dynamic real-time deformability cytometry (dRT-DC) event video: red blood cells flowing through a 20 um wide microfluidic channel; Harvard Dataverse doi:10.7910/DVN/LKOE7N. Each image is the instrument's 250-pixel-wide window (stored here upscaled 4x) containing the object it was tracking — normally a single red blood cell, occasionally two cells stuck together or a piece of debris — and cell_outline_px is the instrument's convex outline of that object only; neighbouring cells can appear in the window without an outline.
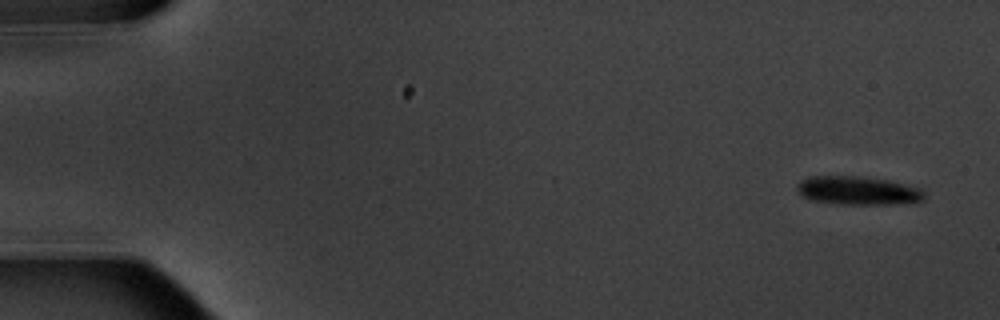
{"species": "common noctule bat (a hibernating species)", "species_latin": "Nyctalus noctula", "temperature_condition": "warm", "stored_images_in_passage": 4, "camera_frame_rate_fps": 3000, "um_per_image_px": 0.085, "animal": {"sex": "male", "body_mass_g": 20.1, "forearm_length_mm": 53.5}, "frame": {"image": 1, "passage_image": 1, "time_ms": 0.0, "image_size_px": [1000, 320], "cell_outline_px": [[924, 200], [916, 204], [836, 204], [812, 200], [804, 196], [796, 188], [796, 184], [800, 180], [808, 176], [856, 176], [888, 180], [920, 188], [924, 192]], "centroid_in_image_um": [72.96, 16.21], "position_along_channel_um": 12.0, "area_um2": 21.39}}